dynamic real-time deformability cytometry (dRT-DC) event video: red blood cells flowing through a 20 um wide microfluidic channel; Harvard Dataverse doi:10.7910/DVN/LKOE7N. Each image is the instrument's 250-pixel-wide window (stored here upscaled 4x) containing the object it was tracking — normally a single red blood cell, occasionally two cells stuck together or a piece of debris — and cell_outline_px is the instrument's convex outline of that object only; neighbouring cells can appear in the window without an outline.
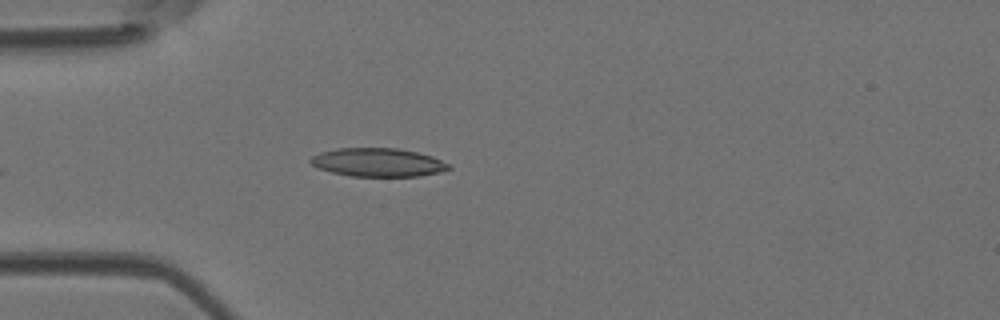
{"species": "Egyptian fruit bat (a non-hibernating species)", "species_latin": "Rousettus aegyptiacus", "temperature_condition": "room temperature", "stored_images_in_passage": 3, "camera_frame_rate_fps": 3000, "um_per_image_px": 0.085, "animal": {"sex": "female"}, "frame": {"image": 1, "passage_image": 3, "time_ms": 0.667, "image_size_px": [1000, 320], "cell_outline_px": [[452, 168], [440, 172], [420, 176], [352, 176], [332, 172], [316, 168], [308, 160], [312, 156], [320, 152], [336, 148], [396, 148], [416, 152], [432, 156], [452, 164]], "centroid_in_image_um": [32.13, 13.8], "position_along_channel_um": 52.9, "area_um2": 23.06}}